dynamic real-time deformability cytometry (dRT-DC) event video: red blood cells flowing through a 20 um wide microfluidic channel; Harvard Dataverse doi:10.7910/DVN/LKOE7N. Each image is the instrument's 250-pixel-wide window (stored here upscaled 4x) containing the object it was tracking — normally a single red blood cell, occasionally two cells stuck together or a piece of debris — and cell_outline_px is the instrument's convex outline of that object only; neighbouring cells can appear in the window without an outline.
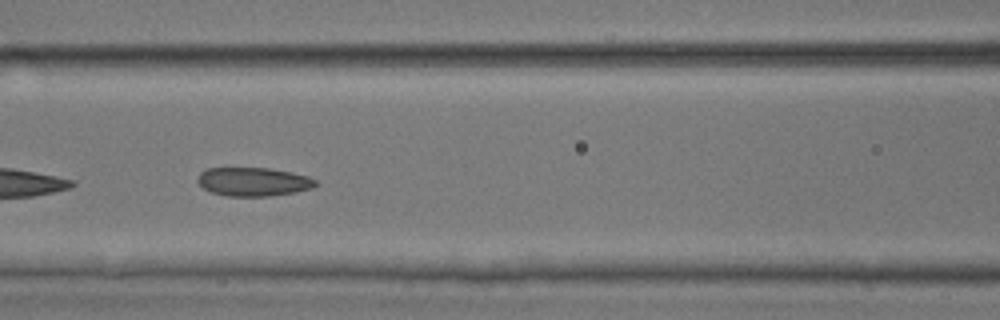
{"species": "common noctule bat (a hibernating species)", "species_latin": "Nyctalus noctula", "temperature_condition": "room temperature", "stored_images_in_passage": 18, "camera_frame_rate_fps": 3000, "um_per_image_px": 0.085, "animal": {"sex": "male", "body_mass_g": 17.9, "forearm_length_mm": 54.2}, "frame": {"image": 1, "passage_image": 13, "time_ms": 4.0, "image_size_px": [1000, 320], "cell_outline_px": [[316, 184], [312, 188], [296, 192], [268, 196], [228, 196], [212, 192], [204, 188], [196, 180], [200, 172], [208, 168], [268, 168], [292, 172], [308, 176], [316, 180]], "centroid_in_image_um": [21.54, 15.44], "position_along_channel_um": 145.1, "area_um2": 19.65}}